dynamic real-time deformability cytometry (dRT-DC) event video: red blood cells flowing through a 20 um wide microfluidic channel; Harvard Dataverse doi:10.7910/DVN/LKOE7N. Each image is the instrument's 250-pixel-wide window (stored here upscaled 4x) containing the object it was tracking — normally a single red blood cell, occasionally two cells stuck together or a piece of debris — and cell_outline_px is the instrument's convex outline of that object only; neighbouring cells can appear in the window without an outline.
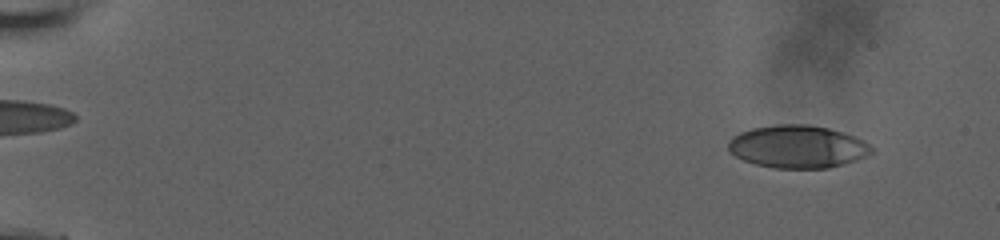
{"species": "human", "species_latin": "Homo sapiens", "temperature_condition": "room temperature", "stored_images_in_passage": 56, "camera_frame_rate_fps": 3000, "um_per_image_px": 0.085, "donor": {"sex": "male"}, "frame": {"image": 1, "passage_image": 5, "time_ms": 1.333, "image_size_px": [1000, 240], "cell_outline_px": [[876, 148], [872, 152], [856, 160], [844, 164], [828, 168], [776, 168], [756, 164], [744, 160], [736, 156], [728, 148], [728, 140], [732, 136], [740, 132], [752, 128], [776, 124], [808, 124], [828, 128], [856, 136], [864, 140]], "centroid_in_image_um": [67.82, 12.45], "position_along_channel_um": 17.2, "area_um2": 35.78}}
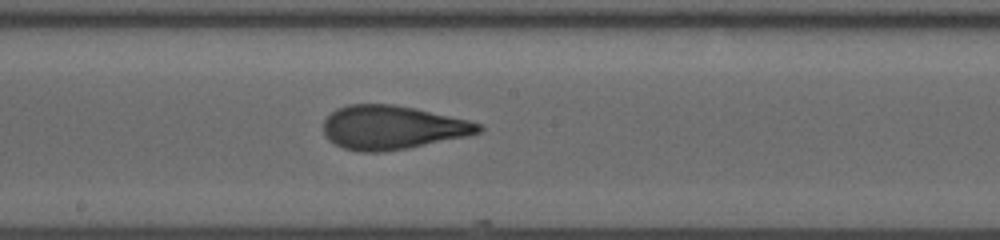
{"frame": {"image": 2, "passage_image": 33, "time_ms": 10.667, "image_size_px": [1000, 240], "cell_outline_px": [[484, 128], [480, 132], [464, 136], [408, 148], [380, 152], [360, 152], [344, 148], [328, 140], [324, 136], [324, 120], [336, 108], [348, 104], [392, 104], [416, 108], [468, 120], [484, 124]], "centroid_in_image_um": [33.33, 10.83], "position_along_channel_um": 214.9, "area_um2": 39.54}}
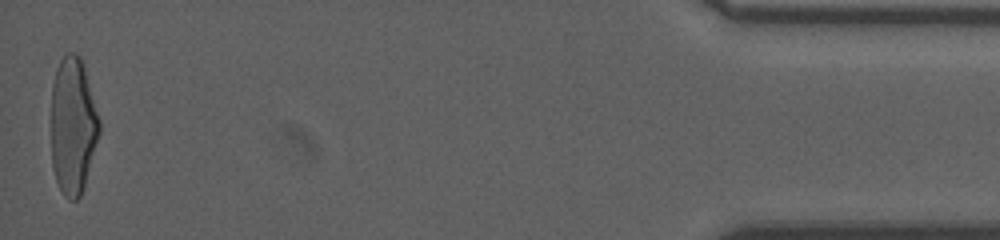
{"frame": {"image": 3, "passage_image": 56, "time_ms": 18.333, "image_size_px": [1000, 240], "cell_outline_px": [[100, 132], [84, 184], [80, 196], [76, 200], [68, 200], [64, 196], [56, 180], [52, 168], [52, 84], [56, 68], [60, 60], [68, 52], [76, 52], [80, 56], [84, 68], [100, 120]], "centroid_in_image_um": [6.19, 10.68], "position_along_channel_um": 429.0, "area_um2": 38.15}, "authors_computed_cell_mechanics": {"area_um2": 38.437, "velocity_mm_per_s": 3.8508, "shape_relaxation_time_tau1_ms": 5.1779, "shape_relaxation_time_tau2_ms": 1.0881, "deformation_change_tau1": 0.2049, "deformation_change_tau2": 0.0968}}